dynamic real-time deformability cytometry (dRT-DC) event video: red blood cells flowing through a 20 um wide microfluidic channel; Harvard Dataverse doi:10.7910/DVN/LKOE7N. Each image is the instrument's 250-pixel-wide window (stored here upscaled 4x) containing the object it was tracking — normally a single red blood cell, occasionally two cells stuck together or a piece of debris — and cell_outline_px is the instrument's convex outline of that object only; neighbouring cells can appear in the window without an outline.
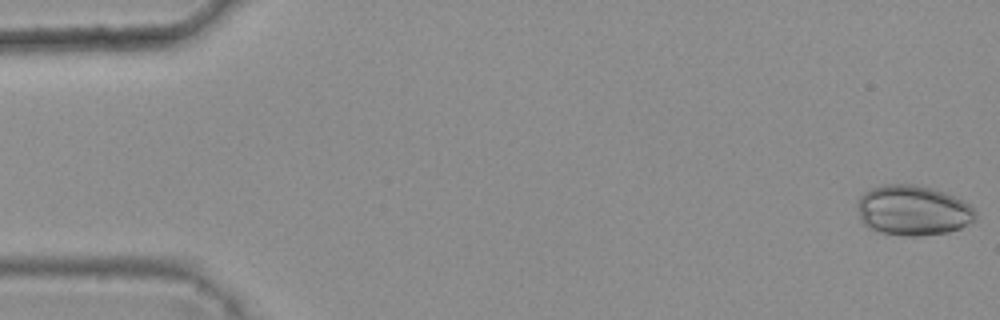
{"species": "common noctule bat (a hibernating species)", "species_latin": "Nyctalus noctula", "temperature_condition": "warm", "stored_images_in_passage": 5, "camera_frame_rate_fps": 3000, "um_per_image_px": 0.085, "animal": {"sex": "female", "body_mass_g": 25.1}, "frame": {"image": 1, "passage_image": 1, "time_ms": 0.0, "image_size_px": [1000, 320], "cell_outline_px": [[976, 216], [972, 220], [960, 228], [948, 232], [920, 236], [904, 236], [880, 232], [868, 228], [860, 220], [856, 204], [860, 196], [864, 192], [872, 188], [884, 184], [912, 184], [932, 188], [944, 192], [968, 204], [976, 212]], "centroid_in_image_um": [77.54, 17.89], "position_along_channel_um": 7.5, "area_um2": 34.45}}